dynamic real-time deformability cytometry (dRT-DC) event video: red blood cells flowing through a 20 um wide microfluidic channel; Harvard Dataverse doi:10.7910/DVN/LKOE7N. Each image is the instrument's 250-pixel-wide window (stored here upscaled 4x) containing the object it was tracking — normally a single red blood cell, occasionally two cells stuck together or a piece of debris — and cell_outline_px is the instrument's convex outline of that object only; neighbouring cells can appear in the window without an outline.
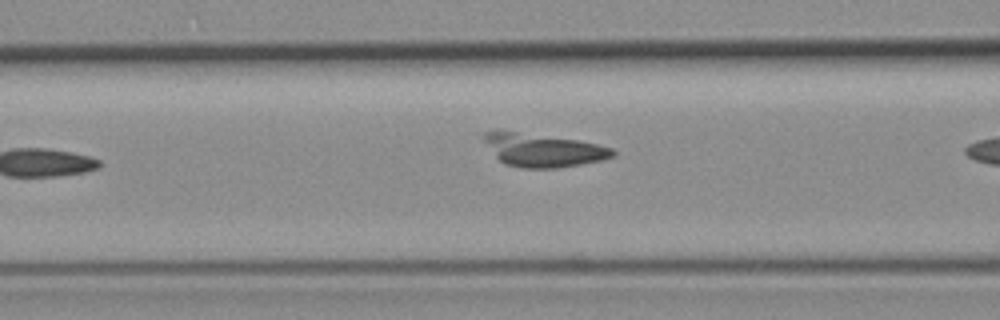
{"species": "common noctule bat (a hibernating species)", "species_latin": "Nyctalus noctula", "temperature_condition": "room temperature", "stored_images_in_passage": 6, "camera_frame_rate_fps": 3000, "um_per_image_px": 0.085, "animal": {"sex": "female", "body_mass_g": 19.3, "forearm_length_mm": 54.1}, "frame": {"image": 1, "passage_image": 5, "time_ms": 5.0, "image_size_px": [1000, 320], "cell_outline_px": [[616, 156], [600, 160], [580, 164], [556, 168], [520, 168], [504, 164], [496, 156], [480, 136], [484, 132], [516, 132], [580, 140], [612, 148], [616, 152]], "centroid_in_image_um": [46.18, 12.77], "position_along_channel_um": 120.4, "area_um2": 24.57}}